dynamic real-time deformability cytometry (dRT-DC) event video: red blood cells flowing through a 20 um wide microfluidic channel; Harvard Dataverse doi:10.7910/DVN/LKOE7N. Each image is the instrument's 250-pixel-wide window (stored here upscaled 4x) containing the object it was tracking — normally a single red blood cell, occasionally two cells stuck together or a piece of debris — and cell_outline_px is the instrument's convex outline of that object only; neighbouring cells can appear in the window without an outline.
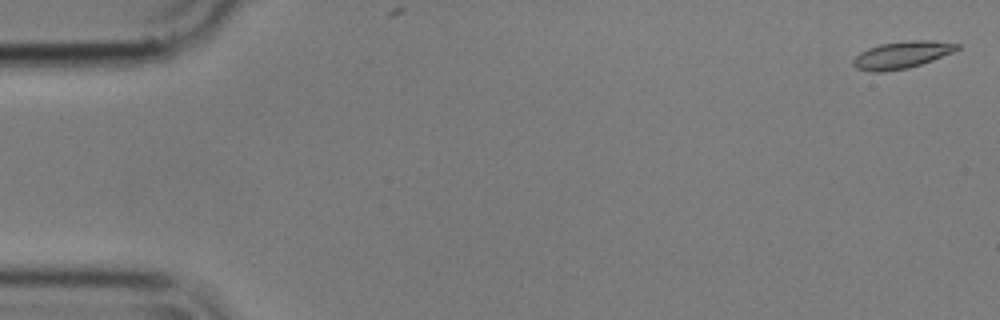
{"species": "common noctule bat (a hibernating species)", "species_latin": "Nyctalus noctula", "temperature_condition": "cold", "stored_images_in_passage": 2, "camera_frame_rate_fps": 3000, "um_per_image_px": 0.085, "animal": {"sex": "male", "body_mass_g": 17.9}, "frame": {"image": 1, "passage_image": 1, "time_ms": 0.0, "image_size_px": [1000, 320], "cell_outline_px": [[960, 48], [952, 52], [932, 60], [908, 68], [880, 72], [872, 72], [856, 68], [852, 64], [852, 60], [860, 52], [868, 48], [880, 44], [908, 40], [932, 40], [960, 44]], "centroid_in_image_um": [76.64, 4.66], "position_along_channel_um": 8.4, "area_um2": 16.36}}